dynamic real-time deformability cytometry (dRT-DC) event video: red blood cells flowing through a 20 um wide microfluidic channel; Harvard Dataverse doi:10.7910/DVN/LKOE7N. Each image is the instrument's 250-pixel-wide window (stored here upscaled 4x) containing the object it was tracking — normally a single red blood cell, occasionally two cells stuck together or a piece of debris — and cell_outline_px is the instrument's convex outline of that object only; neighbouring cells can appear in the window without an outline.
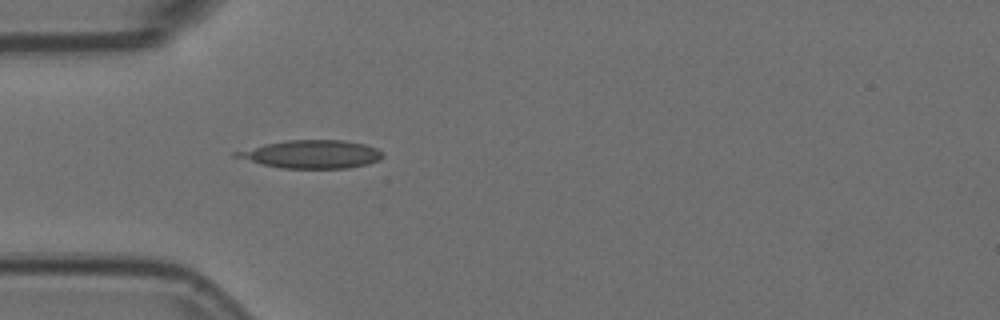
{"species": "Egyptian fruit bat (a non-hibernating species)", "species_latin": "Rousettus aegyptiacus", "temperature_condition": "room temperature", "stored_images_in_passage": 5, "camera_frame_rate_fps": 3000, "um_per_image_px": 0.085, "animal": {"sex": "female"}, "frame": {"image": 1, "passage_image": 5, "time_ms": 1.333, "image_size_px": [1000, 320], "cell_outline_px": [[384, 156], [380, 160], [368, 164], [348, 168], [280, 168], [260, 164], [232, 156], [232, 152], [264, 144], [288, 140], [344, 140], [364, 144], [376, 148], [384, 152]], "centroid_in_image_um": [26.48, 13.11], "position_along_channel_um": 58.5, "area_um2": 24.16}}